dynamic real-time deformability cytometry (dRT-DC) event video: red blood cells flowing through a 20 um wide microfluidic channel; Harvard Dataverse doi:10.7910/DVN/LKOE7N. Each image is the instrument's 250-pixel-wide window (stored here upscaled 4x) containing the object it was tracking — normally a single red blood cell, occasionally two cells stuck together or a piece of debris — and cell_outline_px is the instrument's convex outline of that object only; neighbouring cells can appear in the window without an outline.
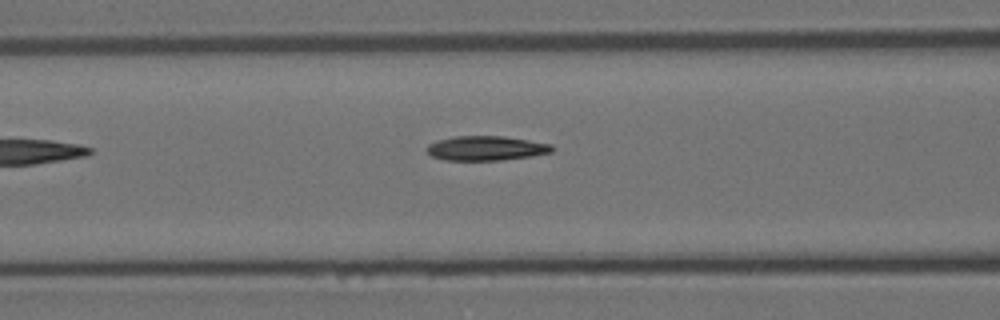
{"species": "Egyptian fruit bat (a non-hibernating species)", "species_latin": "Rousettus aegyptiacus", "temperature_condition": "room temperature", "stored_images_in_passage": 6, "camera_frame_rate_fps": 3000, "um_per_image_px": 0.085, "animal": {"sex": "female"}, "frame": {"image": 1, "passage_image": 6, "time_ms": 6.667, "image_size_px": [1000, 320], "cell_outline_px": [[552, 152], [532, 156], [500, 160], [444, 160], [432, 156], [424, 148], [428, 144], [436, 140], [456, 136], [504, 136], [552, 144]], "centroid_in_image_um": [41.28, 12.59], "position_along_channel_um": 125.3, "area_um2": 17.92}}